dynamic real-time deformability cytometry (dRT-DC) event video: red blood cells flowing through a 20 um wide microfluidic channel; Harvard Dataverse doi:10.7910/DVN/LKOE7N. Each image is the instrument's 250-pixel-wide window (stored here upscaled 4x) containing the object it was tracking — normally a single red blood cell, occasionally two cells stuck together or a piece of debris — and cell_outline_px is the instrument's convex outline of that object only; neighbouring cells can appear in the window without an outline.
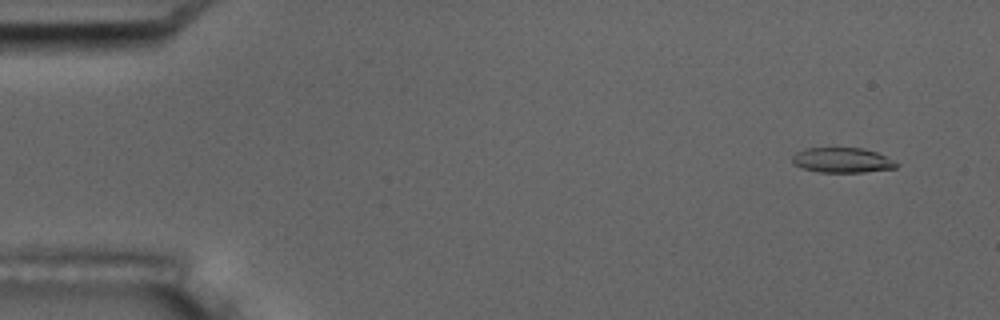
{"species": "common noctule bat (a hibernating species)", "species_latin": "Nyctalus noctula", "temperature_condition": "room temperature", "stored_images_in_passage": 5, "camera_frame_rate_fps": 3000, "um_per_image_px": 0.085, "animal": {"sex": "male", "body_mass_g": 17.5, "forearm_length_mm": 52.3}, "frame": {"image": 1, "passage_image": 2, "time_ms": 1.0, "image_size_px": [1000, 320], "cell_outline_px": [[900, 164], [896, 168], [864, 172], [820, 172], [800, 168], [792, 160], [792, 156], [796, 152], [804, 148], [860, 148], [876, 152]], "centroid_in_image_um": [71.57, 13.62], "position_along_channel_um": 13.4, "area_um2": 15.09}}